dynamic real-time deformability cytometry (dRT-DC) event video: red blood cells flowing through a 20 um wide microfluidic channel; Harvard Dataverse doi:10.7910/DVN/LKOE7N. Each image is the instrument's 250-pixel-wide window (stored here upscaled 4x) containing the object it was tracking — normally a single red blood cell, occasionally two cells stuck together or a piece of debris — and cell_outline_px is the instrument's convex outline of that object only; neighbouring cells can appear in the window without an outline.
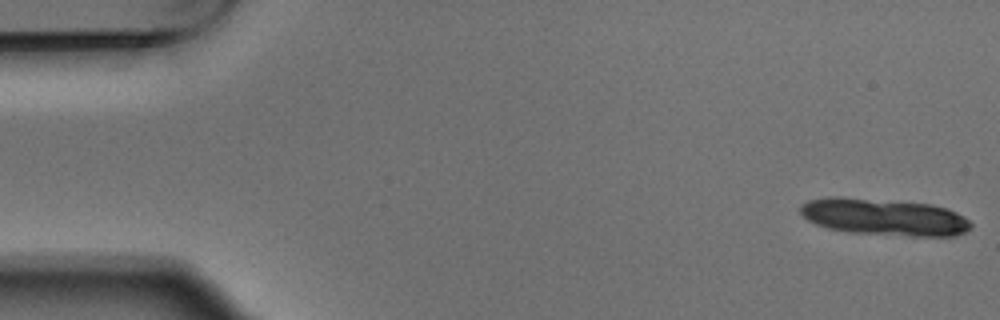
{"species": "Egyptian fruit bat (a non-hibernating species)", "species_latin": "Rousettus aegyptiacus", "temperature_condition": "warm", "stored_images_in_passage": 5, "camera_frame_rate_fps": 3000, "um_per_image_px": 0.085, "animal": {"sex": "male"}, "frame": {"image": 1, "passage_image": 1, "time_ms": 0.0, "image_size_px": [1000, 320], "cell_outline_px": [[972, 228], [964, 232], [952, 236], [916, 236], [848, 232], [828, 228], [816, 224], [808, 220], [800, 212], [800, 204], [808, 200], [828, 196], [840, 196], [932, 204], [956, 212], [964, 216], [972, 224]], "centroid_in_image_um": [75.13, 18.43], "position_along_channel_um": 9.9, "area_um2": 36.7}}